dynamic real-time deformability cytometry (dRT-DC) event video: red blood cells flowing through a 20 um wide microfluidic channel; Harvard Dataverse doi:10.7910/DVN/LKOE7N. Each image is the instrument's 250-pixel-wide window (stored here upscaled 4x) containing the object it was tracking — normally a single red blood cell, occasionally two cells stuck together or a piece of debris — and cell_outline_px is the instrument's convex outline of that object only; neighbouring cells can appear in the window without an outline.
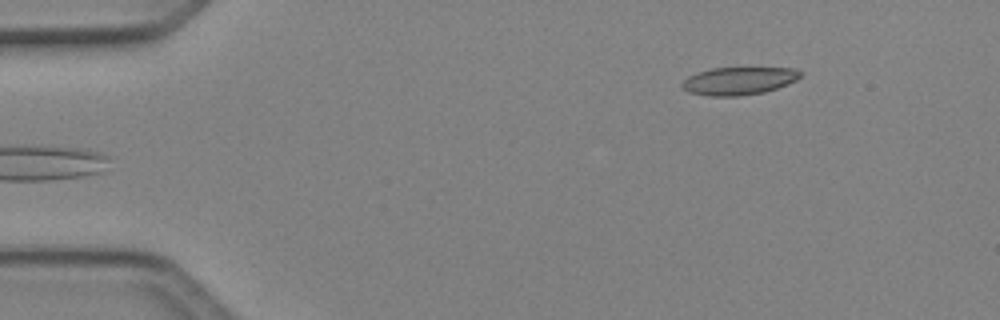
{"species": "Egyptian fruit bat (a non-hibernating species)", "species_latin": "Rousettus aegyptiacus", "temperature_condition": "cold", "stored_images_in_passage": 5, "camera_frame_rate_fps": 3000, "um_per_image_px": 0.085, "animal": {"sex": "female"}, "frame": {"image": 1, "passage_image": 5, "time_ms": 1.333, "image_size_px": [1000, 320], "cell_outline_px": [[800, 76], [796, 80], [776, 88], [764, 92], [740, 96], [708, 96], [688, 92], [680, 88], [680, 84], [688, 76], [696, 72], [712, 68], [796, 68], [800, 72]], "centroid_in_image_um": [62.73, 6.88], "position_along_channel_um": 22.3, "area_um2": 19.19}}